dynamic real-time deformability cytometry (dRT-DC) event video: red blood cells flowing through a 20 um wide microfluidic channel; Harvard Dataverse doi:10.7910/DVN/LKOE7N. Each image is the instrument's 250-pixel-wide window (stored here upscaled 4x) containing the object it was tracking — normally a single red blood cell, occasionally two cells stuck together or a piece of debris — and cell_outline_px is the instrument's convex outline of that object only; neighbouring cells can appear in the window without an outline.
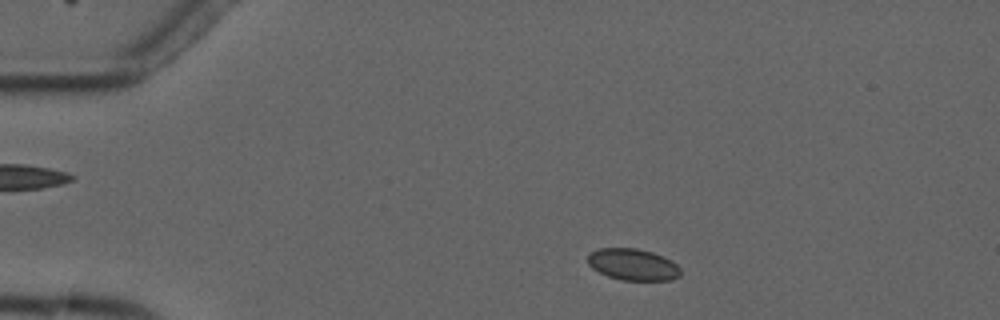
{"species": "common noctule bat (a hibernating species)", "species_latin": "Nyctalus noctula", "temperature_condition": "cold", "stored_images_in_passage": 4, "camera_frame_rate_fps": 3000, "um_per_image_px": 0.085, "animal": {"sex": "male", "forearm_length_mm": 52.5}, "frame": {"image": 1, "passage_image": 1, "time_ms": 0.0, "image_size_px": [1000, 320], "cell_outline_px": [[680, 276], [672, 280], [620, 280], [608, 276], [592, 268], [588, 264], [588, 252], [600, 248], [636, 248], [652, 252], [672, 260], [680, 268]], "centroid_in_image_um": [53.79, 22.48], "position_along_channel_um": 31.2, "area_um2": 17.17}}
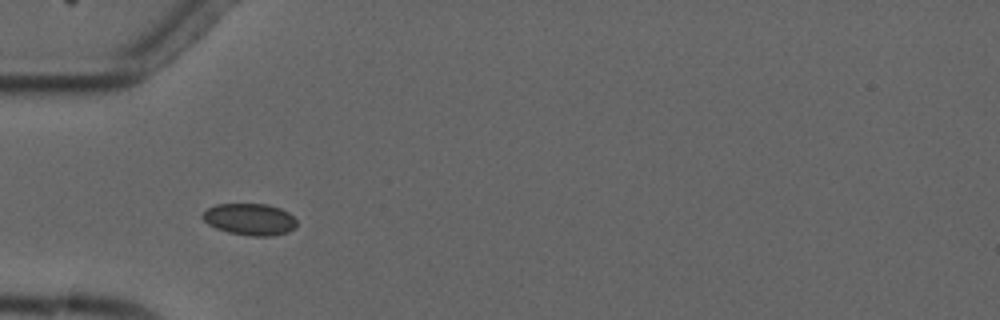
{"frame": {"image": 2, "passage_image": 3, "time_ms": 2.333, "image_size_px": [1000, 320], "cell_outline_px": [[296, 224], [288, 232], [272, 236], [252, 236], [228, 232], [216, 228], [208, 224], [200, 216], [208, 208], [216, 204], [268, 204], [280, 208], [288, 212], [296, 220]], "centroid_in_image_um": [21.22, 18.64], "position_along_channel_um": 63.8, "area_um2": 17.34}}
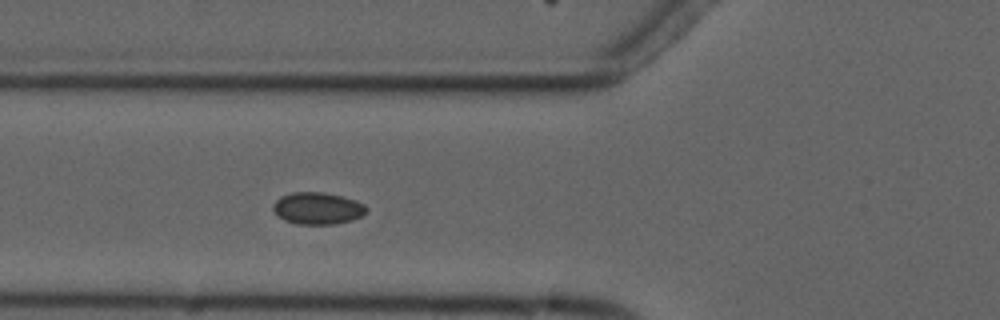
{"frame": {"image": 3, "passage_image": 4, "time_ms": 3.333, "image_size_px": [1000, 320], "cell_outline_px": [[368, 212], [352, 220], [332, 224], [296, 224], [284, 220], [276, 216], [272, 208], [272, 204], [280, 196], [292, 192], [324, 192], [356, 200], [364, 204], [368, 208]], "centroid_in_image_um": [26.97, 17.7], "position_along_channel_um": 98.8, "area_um2": 17.57}}